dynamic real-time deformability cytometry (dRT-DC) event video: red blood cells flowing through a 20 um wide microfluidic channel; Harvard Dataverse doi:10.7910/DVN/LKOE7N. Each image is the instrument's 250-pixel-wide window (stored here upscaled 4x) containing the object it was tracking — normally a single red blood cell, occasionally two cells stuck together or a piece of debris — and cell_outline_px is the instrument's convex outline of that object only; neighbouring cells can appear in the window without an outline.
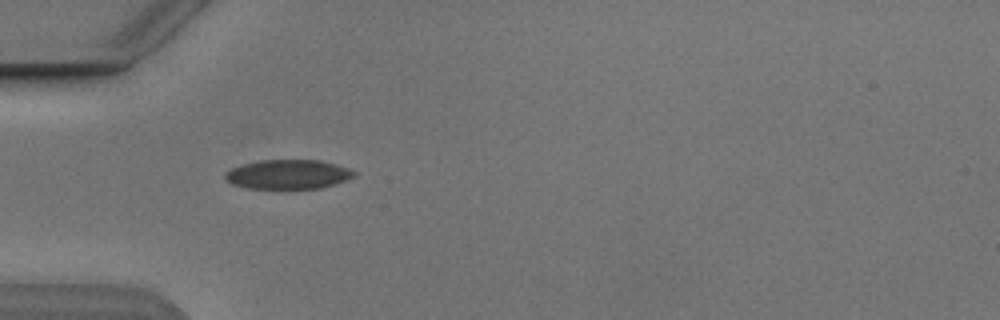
{"species": "Egyptian fruit bat (a non-hibernating species)", "species_latin": "Rousettus aegyptiacus", "temperature_condition": "cold", "stored_images_in_passage": 2, "camera_frame_rate_fps": 3000, "um_per_image_px": 0.085, "animal": {"sex": "male"}, "frame": {"image": 1, "passage_image": 1, "time_ms": 0.0, "image_size_px": [1000, 320], "cell_outline_px": [[356, 176], [320, 188], [248, 188], [232, 184], [224, 176], [232, 168], [244, 164], [260, 160], [320, 160], [336, 164], [348, 168], [356, 172]], "centroid_in_image_um": [24.51, 14.81], "position_along_channel_um": 60.5, "area_um2": 21.68}}
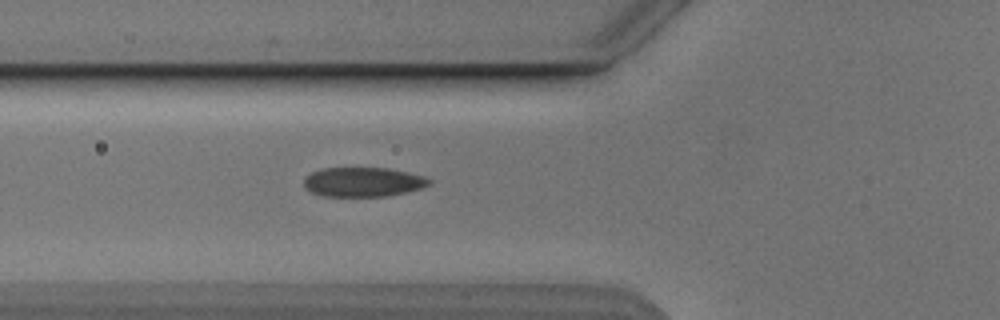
{"frame": {"image": 2, "passage_image": 2, "time_ms": 1.0, "image_size_px": [1000, 320], "cell_outline_px": [[432, 184], [420, 188], [388, 196], [320, 196], [304, 188], [304, 176], [312, 172], [324, 168], [388, 168], [408, 172], [424, 176], [432, 180]], "centroid_in_image_um": [30.85, 15.47], "position_along_channel_um": 95.0, "area_um2": 21.56}}